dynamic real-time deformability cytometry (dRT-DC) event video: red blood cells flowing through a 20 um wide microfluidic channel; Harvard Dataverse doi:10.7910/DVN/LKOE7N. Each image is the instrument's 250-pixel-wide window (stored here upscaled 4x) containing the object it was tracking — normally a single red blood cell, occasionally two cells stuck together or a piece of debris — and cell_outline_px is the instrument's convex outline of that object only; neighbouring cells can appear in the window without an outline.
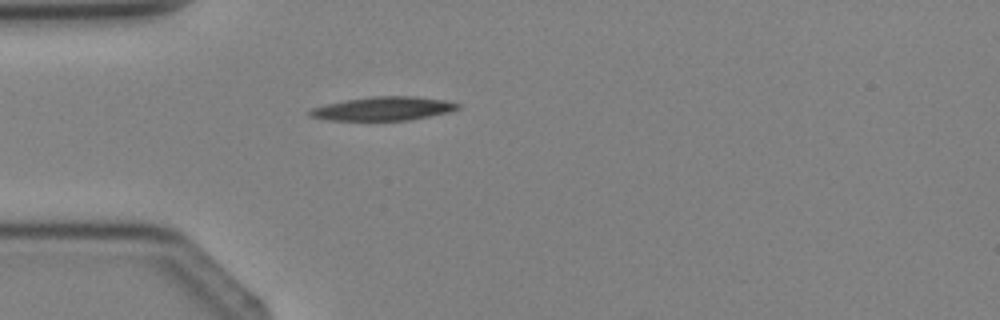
{"species": "Egyptian fruit bat (a non-hibernating species)", "species_latin": "Rousettus aegyptiacus", "temperature_condition": "cold", "stored_images_in_passage": 3, "camera_frame_rate_fps": 3000, "um_per_image_px": 0.085, "animal": {"sex": "female"}, "frame": {"image": 1, "passage_image": 3, "time_ms": 2.333, "image_size_px": [1000, 320], "cell_outline_px": [[460, 108], [448, 112], [412, 120], [328, 120], [308, 116], [308, 112], [312, 108], [324, 104], [344, 100], [372, 96], [412, 96], [444, 100], [460, 104]], "centroid_in_image_um": [32.55, 9.23], "position_along_channel_um": 52.4, "area_um2": 20.46}}